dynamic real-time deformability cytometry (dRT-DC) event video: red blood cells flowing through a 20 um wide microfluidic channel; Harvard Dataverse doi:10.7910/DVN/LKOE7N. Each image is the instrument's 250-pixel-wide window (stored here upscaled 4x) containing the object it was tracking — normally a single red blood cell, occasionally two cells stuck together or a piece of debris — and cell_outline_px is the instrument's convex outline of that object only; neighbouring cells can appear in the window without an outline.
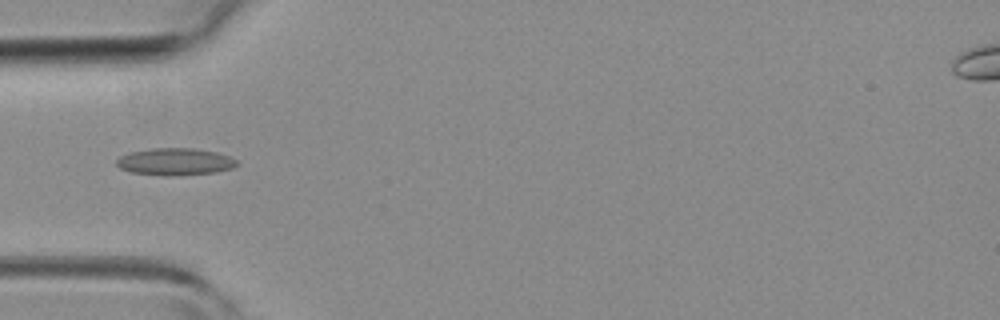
{"species": "common noctule bat (a hibernating species)", "species_latin": "Nyctalus noctula", "temperature_condition": "room temperature", "stored_images_in_passage": 5, "camera_frame_rate_fps": 3000, "um_per_image_px": 0.085, "animal": {"sex": "female", "body_mass_g": 19.3, "forearm_length_mm": 54.1}, "frame": {"image": 1, "passage_image": 4, "time_ms": 3.667, "image_size_px": [1000, 320], "cell_outline_px": [[240, 164], [232, 168], [216, 172], [132, 172], [120, 168], [116, 164], [116, 160], [120, 156], [132, 152], [152, 148], [192, 148], [216, 152], [228, 156], [236, 160]], "centroid_in_image_um": [14.91, 13.67], "position_along_channel_um": 70.1, "area_um2": 17.63}}
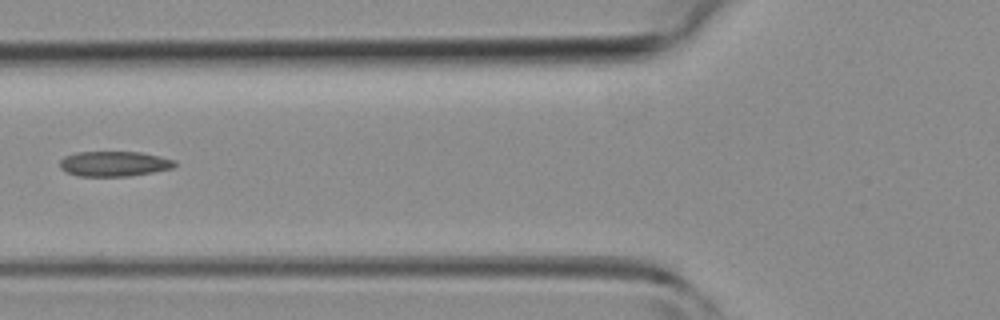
{"frame": {"image": 2, "passage_image": 5, "time_ms": 4.667, "image_size_px": [1000, 320], "cell_outline_px": [[176, 164], [172, 168], [152, 172], [128, 176], [76, 176], [60, 168], [60, 160], [64, 156], [76, 152], [140, 152], [160, 156], [176, 160]], "centroid_in_image_um": [9.69, 13.91], "position_along_channel_um": 116.1, "area_um2": 16.82}}